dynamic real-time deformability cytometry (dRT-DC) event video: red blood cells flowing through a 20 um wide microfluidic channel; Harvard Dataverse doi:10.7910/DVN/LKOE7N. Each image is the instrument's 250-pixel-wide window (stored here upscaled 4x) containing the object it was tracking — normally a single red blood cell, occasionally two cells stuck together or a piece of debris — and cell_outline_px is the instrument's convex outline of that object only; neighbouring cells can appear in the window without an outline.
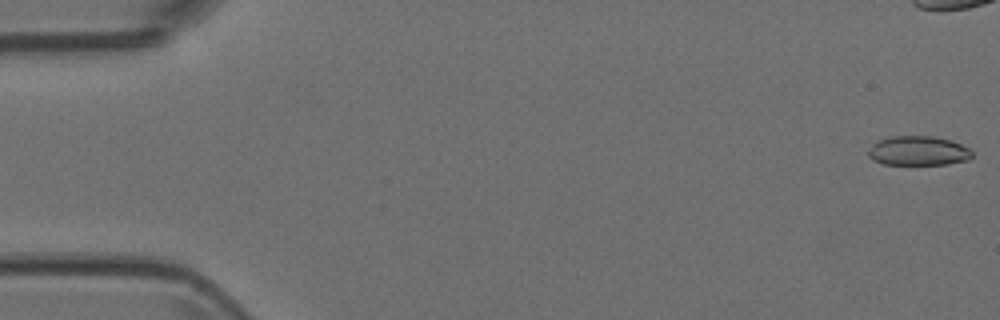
{"species": "Egyptian fruit bat (a non-hibernating species)", "species_latin": "Rousettus aegyptiacus", "temperature_condition": "room temperature", "stored_images_in_passage": 5, "camera_frame_rate_fps": 3000, "um_per_image_px": 0.085, "animal": {"sex": "female"}, "frame": {"image": 1, "passage_image": 1, "time_ms": 0.0, "image_size_px": [1000, 320], "cell_outline_px": [[972, 156], [968, 160], [944, 164], [884, 164], [872, 160], [868, 156], [868, 152], [872, 144], [880, 140], [892, 136], [932, 136], [952, 140], [968, 148], [972, 152]], "centroid_in_image_um": [78.04, 12.82], "position_along_channel_um": 7.0, "area_um2": 17.69}}